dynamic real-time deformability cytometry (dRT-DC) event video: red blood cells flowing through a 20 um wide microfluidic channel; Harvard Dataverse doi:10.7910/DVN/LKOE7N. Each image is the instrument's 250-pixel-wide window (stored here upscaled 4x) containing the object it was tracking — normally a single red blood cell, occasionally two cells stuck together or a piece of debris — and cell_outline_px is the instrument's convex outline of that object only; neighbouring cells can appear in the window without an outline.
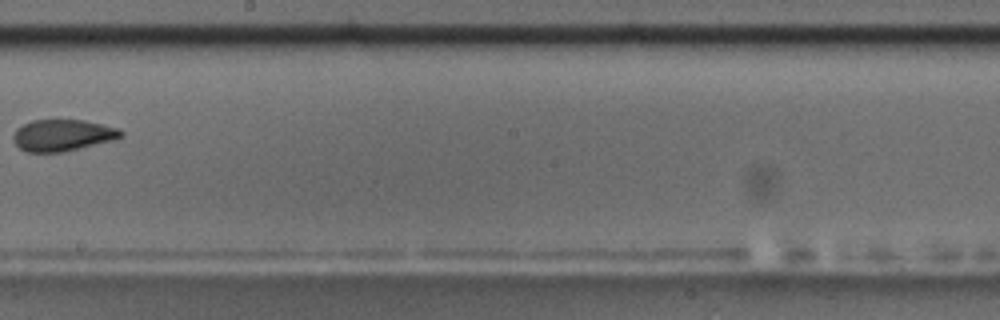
{"species": "common noctule bat (a hibernating species)", "species_latin": "Nyctalus noctula", "temperature_condition": "room temperature", "stored_images_in_passage": 10, "camera_frame_rate_fps": 3000, "um_per_image_px": 0.085, "animal": {"sex": "male", "body_mass_g": 17.5, "forearm_length_mm": 52.3}, "frame": {"image": 1, "passage_image": 10, "time_ms": 11.0, "image_size_px": [1000, 320], "cell_outline_px": [[124, 132], [120, 136], [112, 140], [64, 152], [24, 152], [12, 140], [12, 136], [16, 128], [32, 120], [84, 120], [120, 128]], "centroid_in_image_um": [5.29, 11.49], "position_along_channel_um": 242.9, "area_um2": 19.83}}